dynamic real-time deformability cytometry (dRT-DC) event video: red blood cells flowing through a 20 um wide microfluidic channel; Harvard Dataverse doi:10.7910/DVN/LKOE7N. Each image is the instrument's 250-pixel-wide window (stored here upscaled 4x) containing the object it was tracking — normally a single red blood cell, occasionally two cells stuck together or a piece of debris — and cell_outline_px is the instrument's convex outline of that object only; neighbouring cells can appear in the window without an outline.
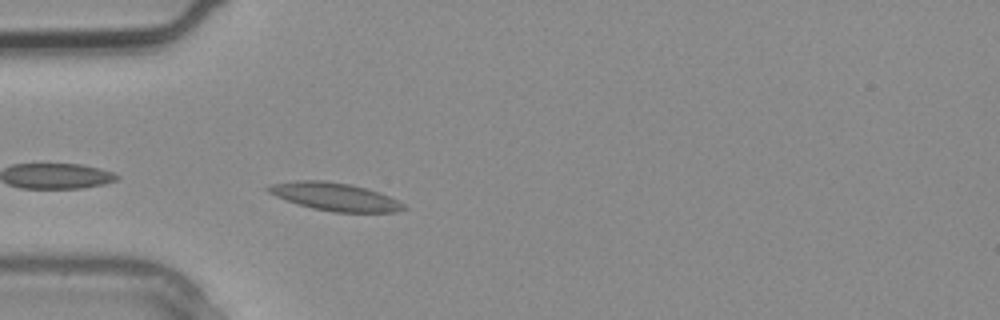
{"species": "common noctule bat (a hibernating species)", "species_latin": "Nyctalus noctula", "temperature_condition": "warm", "stored_images_in_passage": 2, "camera_frame_rate_fps": 3000, "um_per_image_px": 0.085, "animal": {"sex": "male", "body_mass_g": 20.4}, "frame": {"image": 1, "passage_image": 2, "time_ms": 0.333, "image_size_px": [1000, 320], "cell_outline_px": [[408, 208], [396, 212], [332, 212], [312, 208], [276, 196], [268, 192], [264, 188], [268, 184], [296, 180], [324, 180], [352, 184], [380, 192], [404, 204]], "centroid_in_image_um": [28.45, 16.71], "position_along_channel_um": 56.5, "area_um2": 22.08}}